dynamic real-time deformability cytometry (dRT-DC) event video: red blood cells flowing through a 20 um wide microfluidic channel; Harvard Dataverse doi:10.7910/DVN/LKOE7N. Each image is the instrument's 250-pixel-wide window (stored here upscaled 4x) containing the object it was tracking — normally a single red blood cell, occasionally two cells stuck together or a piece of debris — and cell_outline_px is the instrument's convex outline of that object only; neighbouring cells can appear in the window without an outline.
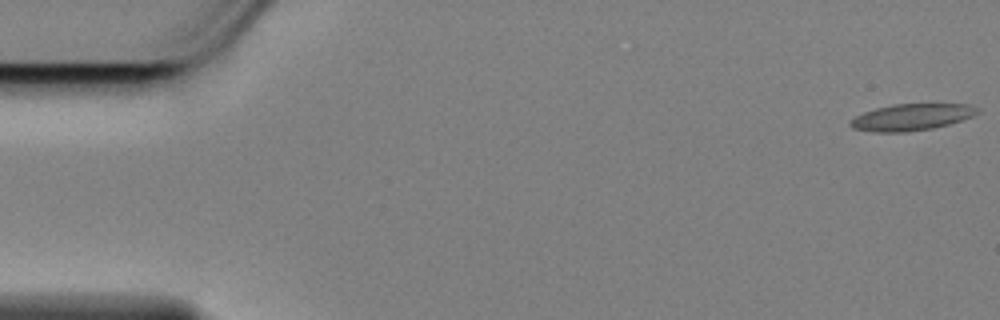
{"species": "Egyptian fruit bat (a non-hibernating species)", "species_latin": "Rousettus aegyptiacus", "temperature_condition": "cold", "stored_images_in_passage": 53, "camera_frame_rate_fps": 3000, "um_per_image_px": 0.085, "animal": {"sex": "female"}, "frame": {"image": 1, "passage_image": 1, "time_ms": 0.0, "image_size_px": [1000, 320], "cell_outline_px": [[980, 112], [972, 116], [948, 124], [932, 128], [904, 132], [872, 132], [852, 128], [848, 124], [856, 116], [864, 112], [876, 108], [892, 104], [968, 104], [976, 108]], "centroid_in_image_um": [77.44, 9.96], "position_along_channel_um": 7.6, "area_um2": 19.48}}
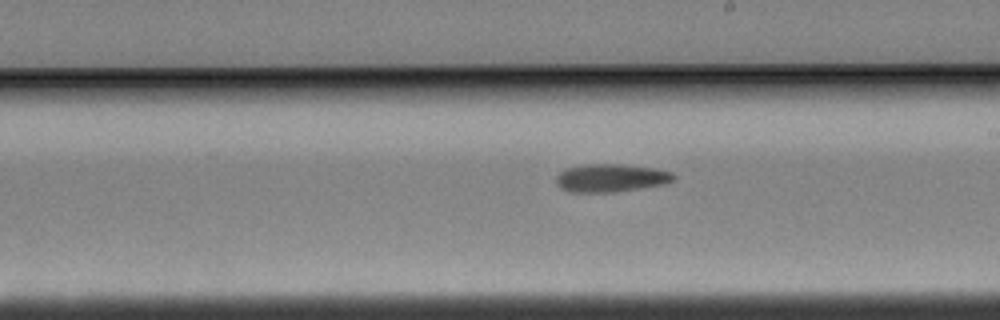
{"frame": {"image": 2, "passage_image": 33, "time_ms": 10.667, "image_size_px": [1000, 320], "cell_outline_px": [[676, 180], [664, 184], [616, 192], [568, 192], [560, 188], [556, 184], [556, 176], [560, 172], [568, 168], [588, 164], [620, 164], [656, 168], [672, 172], [676, 176]], "centroid_in_image_um": [51.95, 15.13], "position_along_channel_um": 237.1, "area_um2": 19.31}}
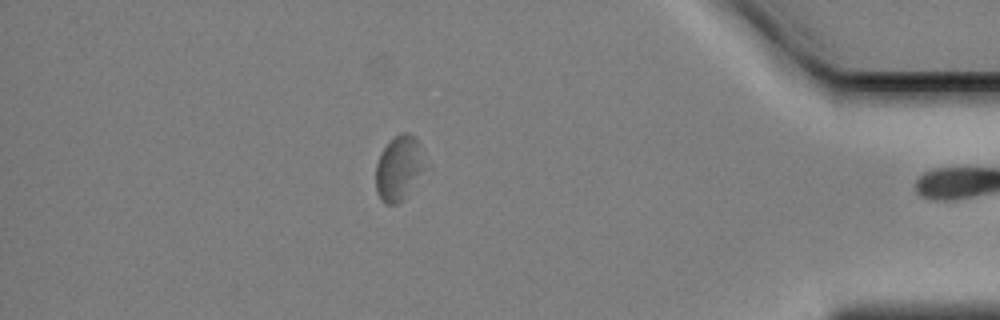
{"frame": {"image": 3, "passage_image": 51, "time_ms": 16.667, "image_size_px": [1000, 320], "cell_outline_px": [[420, 168], [404, 200], [396, 204], [384, 204], [380, 200], [376, 192], [376, 164], [380, 152], [400, 132], [408, 132], [416, 136], [420, 144]], "centroid_in_image_um": [33.8, 14.29], "position_along_channel_um": 401.4, "area_um2": 17.63}}